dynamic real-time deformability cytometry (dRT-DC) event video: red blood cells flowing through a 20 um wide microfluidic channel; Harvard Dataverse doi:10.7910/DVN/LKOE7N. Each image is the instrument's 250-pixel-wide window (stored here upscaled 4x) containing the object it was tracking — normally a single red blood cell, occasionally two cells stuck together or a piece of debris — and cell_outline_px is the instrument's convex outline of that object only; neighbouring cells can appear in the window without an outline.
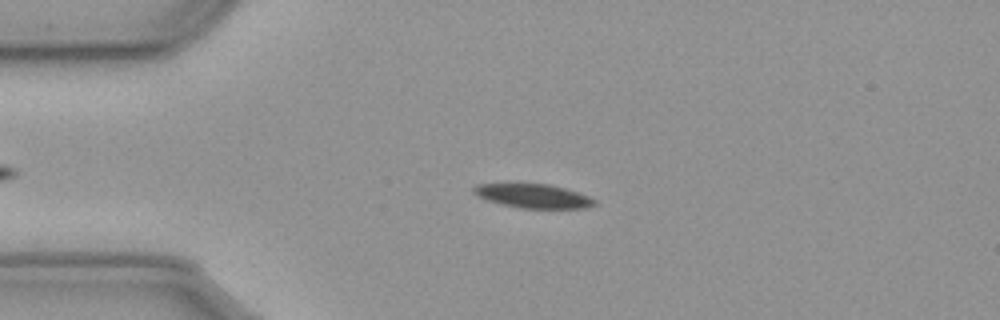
{"species": "common noctule bat (a hibernating species)", "species_latin": "Nyctalus noctula", "temperature_condition": "cold", "stored_images_in_passage": 40, "camera_frame_rate_fps": 3000, "um_per_image_px": 0.085, "animal": {"sex": "male", "body_mass_g": 23.1, "forearm_length_mm": 52.7}, "frame": {"image": 1, "passage_image": 2, "time_ms": 0.333, "image_size_px": [1000, 320], "cell_outline_px": [[596, 204], [588, 208], [520, 208], [500, 204], [488, 200], [472, 192], [472, 188], [476, 184], [548, 184], [564, 188], [588, 196], [596, 200]], "centroid_in_image_um": [45.33, 16.66], "position_along_channel_um": 39.7, "area_um2": 16.7}}
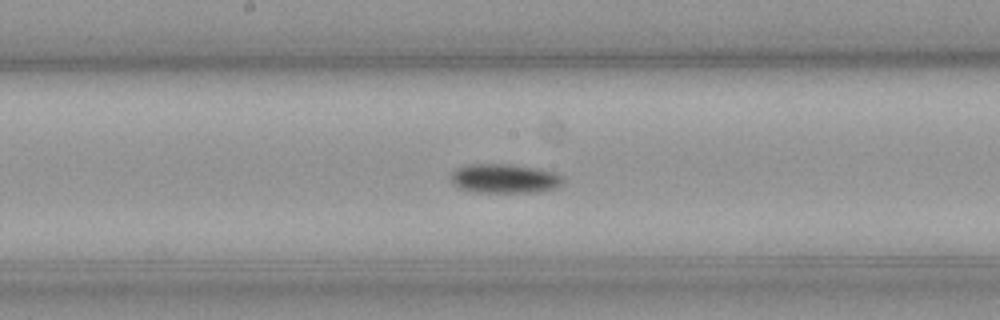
{"frame": {"image": 2, "passage_image": 18, "time_ms": 5.667, "image_size_px": [1000, 320], "cell_outline_px": [[564, 180], [556, 188], [536, 192], [472, 192], [460, 188], [452, 184], [452, 172], [456, 168], [468, 164], [512, 164], [552, 172], [560, 176]], "centroid_in_image_um": [42.83, 15.18], "position_along_channel_um": 205.4, "area_um2": 18.9}}
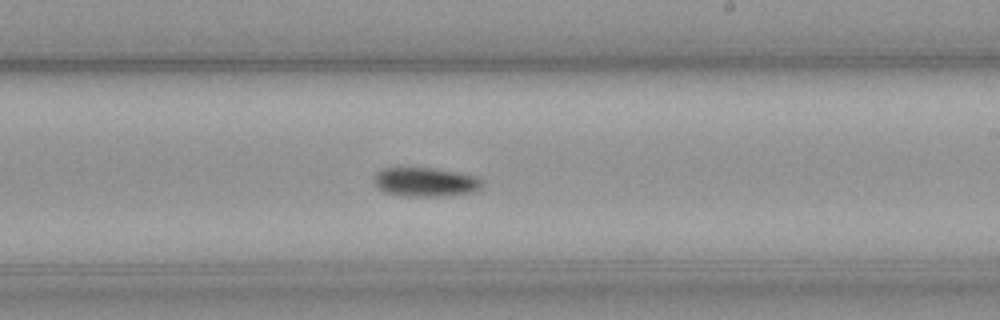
{"frame": {"image": 3, "passage_image": 22, "time_ms": 7.0, "image_size_px": [1000, 320], "cell_outline_px": [[484, 184], [480, 188], [472, 192], [444, 196], [404, 196], [384, 192], [372, 180], [376, 172], [384, 168], [436, 168], [472, 176], [484, 180]], "centroid_in_image_um": [36.15, 15.47], "position_along_channel_um": 252.9, "area_um2": 18.21}, "authors_computed_cell_mechanics": {"area_um2": 17.7446, "velocity_mm_per_s": 3.5835, "shape_relaxation_time_tau1_ms": 4.4672, "shape_relaxation_time_tau2_ms": null, "deformation_change_tau1": 0.0908, "deformation_change_tau2": null}}